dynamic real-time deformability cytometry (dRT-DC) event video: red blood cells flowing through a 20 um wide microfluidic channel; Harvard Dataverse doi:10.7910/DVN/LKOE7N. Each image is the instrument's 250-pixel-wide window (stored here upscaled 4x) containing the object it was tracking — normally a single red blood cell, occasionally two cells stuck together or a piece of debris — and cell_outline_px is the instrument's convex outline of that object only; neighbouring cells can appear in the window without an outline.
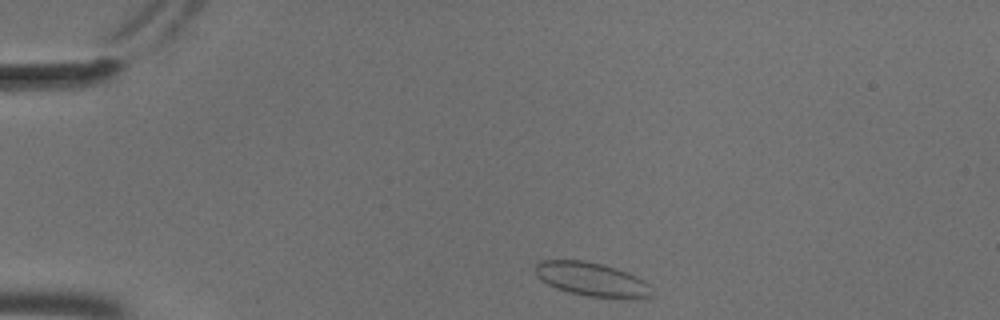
{"species": "common noctule bat (a hibernating species)", "species_latin": "Nyctalus noctula", "temperature_condition": "cold", "stored_images_in_passage": 46, "camera_frame_rate_fps": 3000, "um_per_image_px": 0.085, "animal": {"sex": "male", "body_mass_g": 18.8}, "frame": {"image": 1, "passage_image": 2, "time_ms": 0.333, "image_size_px": [1000, 320], "cell_outline_px": [[652, 296], [588, 296], [568, 292], [556, 288], [548, 284], [536, 276], [536, 264], [540, 260], [580, 260], [604, 264], [628, 272], [644, 280], [648, 284]], "centroid_in_image_um": [50.22, 23.7], "position_along_channel_um": 34.8, "area_um2": 22.25}}
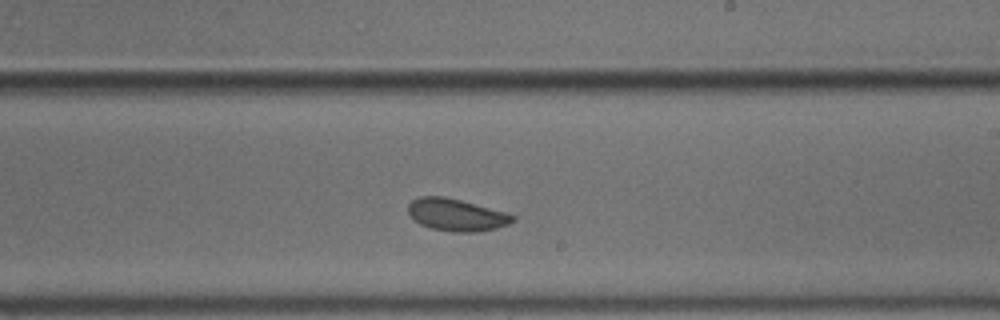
{"frame": {"image": 2, "passage_image": 24, "time_ms": 7.667, "image_size_px": [1000, 320], "cell_outline_px": [[516, 220], [508, 224], [496, 228], [476, 232], [452, 232], [432, 228], [420, 224], [412, 220], [408, 212], [408, 204], [412, 200], [420, 196], [444, 196], [460, 200], [504, 212], [516, 216]], "centroid_in_image_um": [38.76, 18.26], "position_along_channel_um": 250.2, "area_um2": 19.59}}
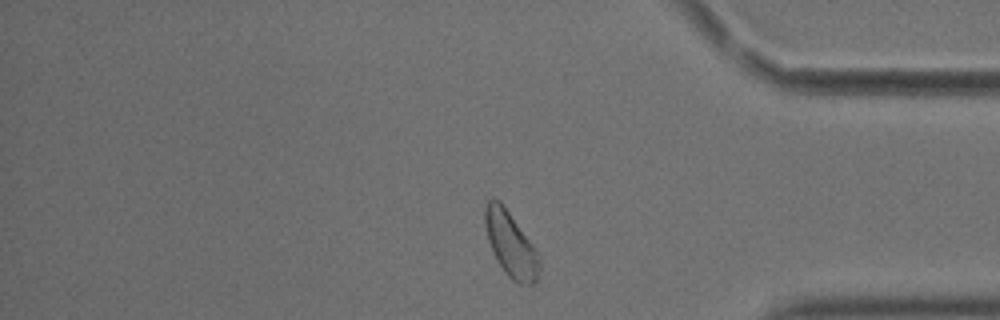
{"frame": {"image": 3, "passage_image": 37, "time_ms": 12.0, "image_size_px": [1000, 320], "cell_outline_px": [[540, 272], [536, 280], [532, 284], [516, 284], [504, 272], [496, 260], [492, 252], [488, 240], [484, 220], [484, 208], [488, 200], [492, 196], [500, 200], [504, 204], [532, 244], [540, 256]], "centroid_in_image_um": [43.4, 20.75], "position_along_channel_um": 391.8, "area_um2": 20.92}, "authors_computed_cell_mechanics": {"area_um2": 20.4901, "velocity_mm_per_s": 3.6448, "shape_relaxation_time_tau1_ms": null, "shape_relaxation_time_tau2_ms": 0.8262, "deformation_change_tau1": null, "deformation_change_tau2": 0.0445}}